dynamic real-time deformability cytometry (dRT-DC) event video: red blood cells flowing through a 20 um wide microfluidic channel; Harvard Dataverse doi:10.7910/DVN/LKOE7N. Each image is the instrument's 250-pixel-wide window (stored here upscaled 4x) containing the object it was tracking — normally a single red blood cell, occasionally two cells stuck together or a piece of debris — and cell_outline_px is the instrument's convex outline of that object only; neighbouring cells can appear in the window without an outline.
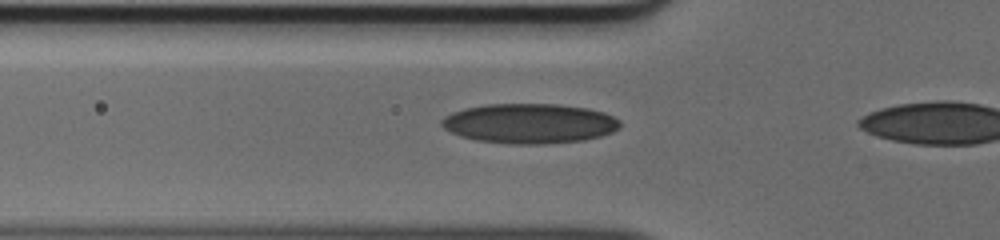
{"species": "human", "species_latin": "Homo sapiens", "temperature_condition": "cold", "stored_images_in_passage": 14, "camera_frame_rate_fps": 3000, "um_per_image_px": 0.085, "donor": {"sex": "male"}, "frame": {"image": 1, "passage_image": 12, "time_ms": 3.667, "image_size_px": [1000, 240], "cell_outline_px": [[620, 128], [612, 132], [600, 136], [584, 140], [544, 144], [508, 144], [476, 140], [460, 136], [444, 128], [440, 124], [440, 120], [444, 116], [452, 112], [464, 108], [488, 104], [556, 104], [588, 108], [604, 112], [620, 120]], "centroid_in_image_um": [45.0, 10.49], "position_along_channel_um": 80.8, "area_um2": 41.62}}